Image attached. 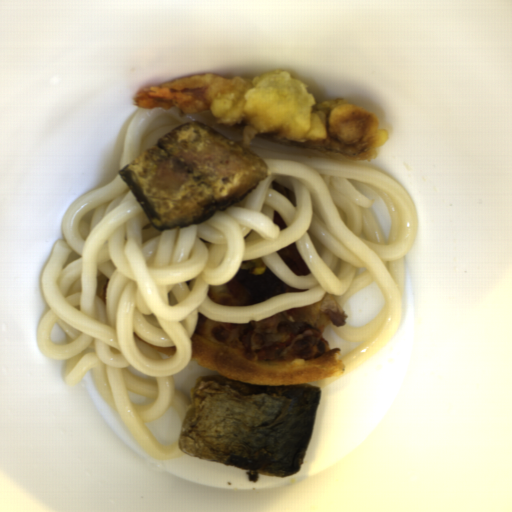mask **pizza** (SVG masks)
I'll use <instances>...</instances> for the list:
<instances>
[{
  "mask_svg": "<svg viewBox=\"0 0 512 512\" xmlns=\"http://www.w3.org/2000/svg\"><path fill=\"white\" fill-rule=\"evenodd\" d=\"M283 262L298 276L311 274L310 269L304 262L296 244L291 243L276 252Z\"/></svg>",
  "mask_w": 512,
  "mask_h": 512,
  "instance_id": "2",
  "label": "pizza"
},
{
  "mask_svg": "<svg viewBox=\"0 0 512 512\" xmlns=\"http://www.w3.org/2000/svg\"><path fill=\"white\" fill-rule=\"evenodd\" d=\"M347 314L332 294L306 307L286 309L265 319L230 323L197 313L191 361L237 381L257 386L319 383L342 377L346 366L332 356L318 363L293 358L284 362H262L256 351L287 342L305 327L318 330L323 339L328 325L342 328Z\"/></svg>",
  "mask_w": 512,
  "mask_h": 512,
  "instance_id": "1",
  "label": "pizza"
}]
</instances>
